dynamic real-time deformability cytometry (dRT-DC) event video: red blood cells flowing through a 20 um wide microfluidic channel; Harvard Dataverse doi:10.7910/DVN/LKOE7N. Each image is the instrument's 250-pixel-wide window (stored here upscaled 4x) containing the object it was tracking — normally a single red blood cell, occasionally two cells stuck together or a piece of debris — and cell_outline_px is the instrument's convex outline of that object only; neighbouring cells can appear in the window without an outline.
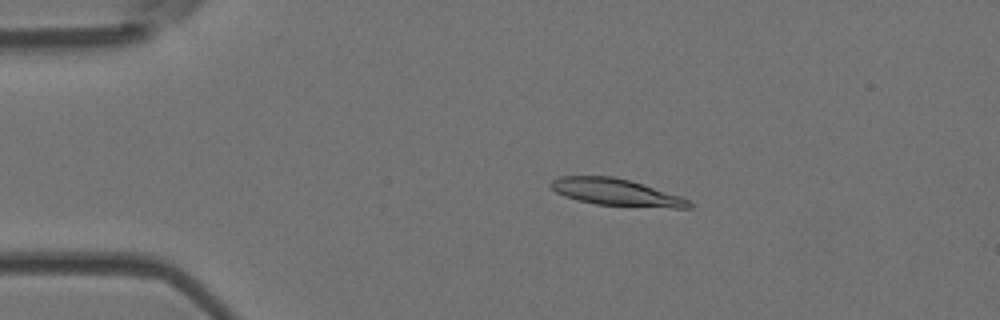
{"species": "Egyptian fruit bat (a non-hibernating species)", "species_latin": "Rousettus aegyptiacus", "temperature_condition": "room temperature", "stored_images_in_passage": 5, "camera_frame_rate_fps": 3000, "um_per_image_px": 0.085, "animal": {"sex": "female"}, "frame": {"image": 1, "passage_image": 3, "time_ms": 2.0, "image_size_px": [1000, 320], "cell_outline_px": [[696, 204], [692, 208], [672, 208], [596, 204], [564, 196], [556, 192], [548, 184], [552, 180], [560, 176], [612, 176], [632, 180], [680, 196]], "centroid_in_image_um": [52.41, 16.34], "position_along_channel_um": 32.6, "area_um2": 21.73}}
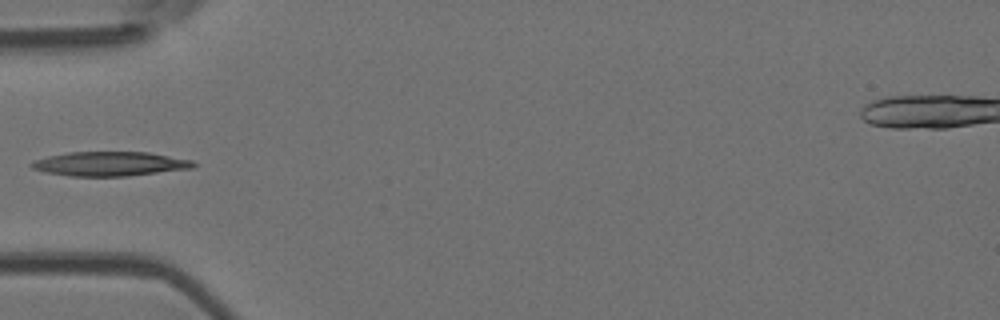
{"frame": {"image": 2, "passage_image": 5, "time_ms": 4.333, "image_size_px": [1000, 320], "cell_outline_px": [[196, 168], [128, 176], [68, 176], [44, 172], [32, 168], [28, 164], [32, 160], [48, 156], [68, 152], [148, 152], [192, 160], [196, 164]], "centroid_in_image_um": [9.33, 13.93], "position_along_channel_um": 75.7, "area_um2": 23.18}}